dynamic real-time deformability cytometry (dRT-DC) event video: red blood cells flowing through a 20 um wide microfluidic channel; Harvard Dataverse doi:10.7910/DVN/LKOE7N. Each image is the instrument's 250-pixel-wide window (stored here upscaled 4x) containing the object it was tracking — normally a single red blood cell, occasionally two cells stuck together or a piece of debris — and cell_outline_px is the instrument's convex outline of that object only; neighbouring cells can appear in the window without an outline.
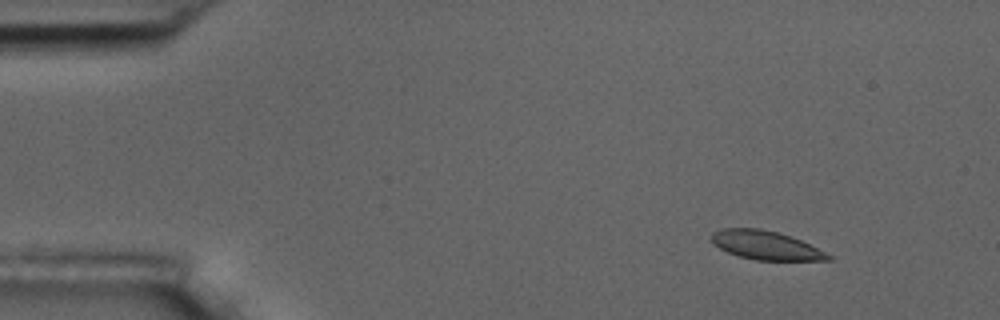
{"species": "common noctule bat (a hibernating species)", "species_latin": "Nyctalus noctula", "temperature_condition": "room temperature", "stored_images_in_passage": 5, "camera_frame_rate_fps": 3000, "um_per_image_px": 0.085, "animal": {"sex": "male", "body_mass_g": 17.5, "forearm_length_mm": 52.3}, "frame": {"image": 1, "passage_image": 2, "time_ms": 2.0, "image_size_px": [1000, 320], "cell_outline_px": [[832, 260], [756, 260], [740, 256], [728, 252], [712, 244], [712, 232], [720, 228], [760, 228], [776, 232], [800, 240], [832, 256]], "centroid_in_image_um": [65.04, 20.84], "position_along_channel_um": 20.0, "area_um2": 19.25}}
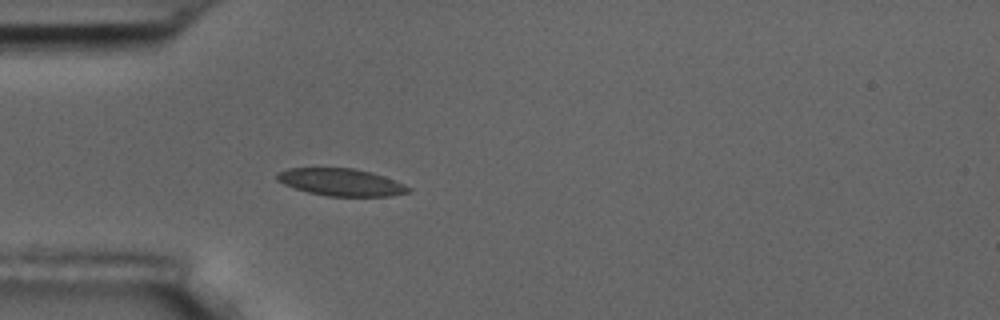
{"frame": {"image": 2, "passage_image": 5, "time_ms": 5.333, "image_size_px": [1000, 320], "cell_outline_px": [[412, 188], [408, 192], [392, 196], [328, 196], [308, 192], [284, 184], [276, 180], [276, 172], [288, 168], [352, 168], [372, 172], [384, 176], [404, 184]], "centroid_in_image_um": [28.98, 15.48], "position_along_channel_um": 56.0, "area_um2": 20.87}}